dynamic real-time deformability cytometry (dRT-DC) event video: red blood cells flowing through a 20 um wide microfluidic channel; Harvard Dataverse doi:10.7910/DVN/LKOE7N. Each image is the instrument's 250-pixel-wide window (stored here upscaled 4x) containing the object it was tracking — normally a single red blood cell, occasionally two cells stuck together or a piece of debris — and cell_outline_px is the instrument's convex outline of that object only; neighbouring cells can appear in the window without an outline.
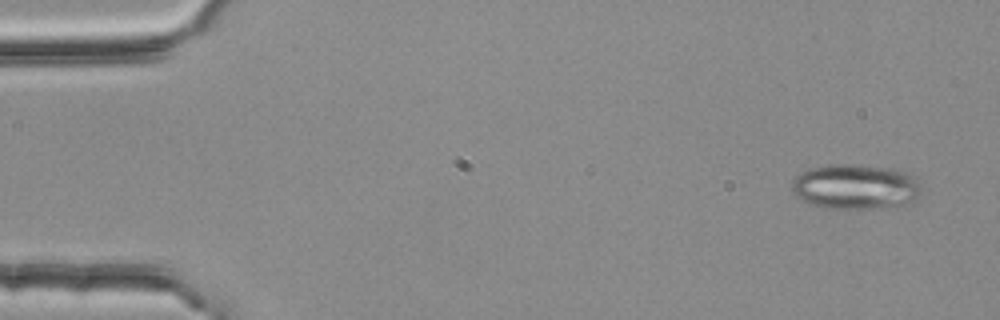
{"species": "common noctule bat (a hibernating species)", "species_latin": "Nyctalus noctula", "temperature_condition": "room temperature", "stored_images_in_passage": 4, "camera_frame_rate_fps": 3000, "um_per_image_px": 0.085, "animal": {"sex": "female", "body_mass_g": 25.1}, "frame": {"image": 1, "passage_image": 4, "time_ms": 1.0, "image_size_px": [1000, 320], "cell_outline_px": [[920, 196], [916, 200], [904, 204], [868, 208], [828, 208], [812, 204], [796, 196], [792, 192], [792, 180], [796, 176], [808, 168], [832, 164], [860, 164], [896, 168], [908, 172], [916, 176], [920, 188]], "centroid_in_image_um": [72.74, 15.83], "position_along_channel_um": 12.3, "area_um2": 34.22}}